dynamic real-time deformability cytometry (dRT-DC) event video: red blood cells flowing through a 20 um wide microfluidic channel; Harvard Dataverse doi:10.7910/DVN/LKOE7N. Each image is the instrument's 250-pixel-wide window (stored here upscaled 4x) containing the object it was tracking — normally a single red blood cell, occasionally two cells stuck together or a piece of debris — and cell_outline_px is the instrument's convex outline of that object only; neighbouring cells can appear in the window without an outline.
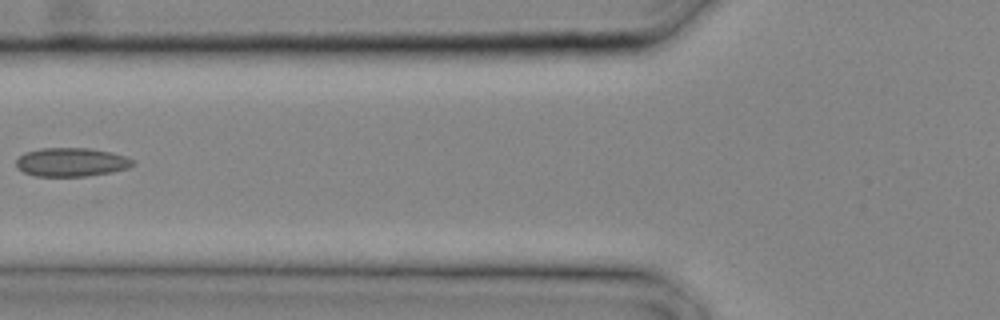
{"species": "common noctule bat (a hibernating species)", "species_latin": "Nyctalus noctula", "temperature_condition": "cold", "stored_images_in_passage": 20, "camera_frame_rate_fps": 3000, "um_per_image_px": 0.085, "animal": {"sex": "male", "body_mass_g": 20.4}, "frame": {"image": 1, "passage_image": 4, "time_ms": 1.0, "image_size_px": [1000, 320], "cell_outline_px": [[136, 164], [128, 168], [112, 172], [88, 176], [36, 176], [24, 172], [16, 168], [16, 160], [24, 152], [40, 148], [88, 148], [112, 152], [124, 156], [132, 160]], "centroid_in_image_um": [6.05, 13.78], "position_along_channel_um": 119.7, "area_um2": 19.59}}
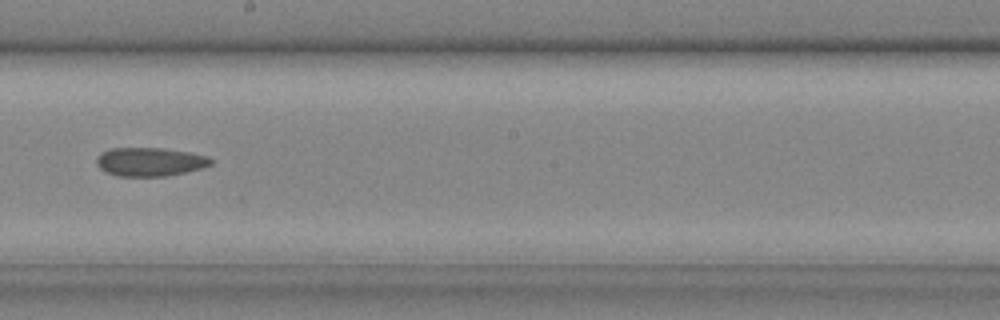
{"frame": {"image": 2, "passage_image": 9, "time_ms": 2.667, "image_size_px": [1000, 320], "cell_outline_px": [[212, 164], [200, 168], [184, 172], [164, 176], [116, 176], [104, 172], [96, 164], [96, 156], [100, 152], [112, 148], [160, 148], [192, 152], [208, 156], [212, 160]], "centroid_in_image_um": [12.7, 13.75], "position_along_channel_um": 235.5, "area_um2": 19.19}}
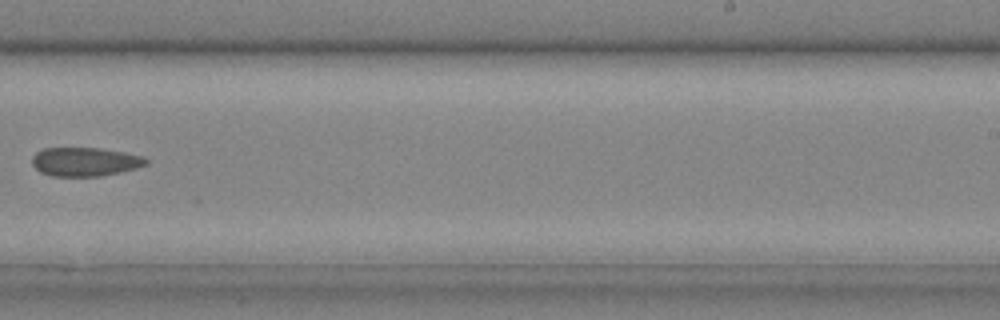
{"frame": {"image": 3, "passage_image": 11, "time_ms": 3.333, "image_size_px": [1000, 320], "cell_outline_px": [[148, 164], [136, 168], [120, 172], [100, 176], [52, 176], [40, 172], [32, 164], [32, 156], [36, 152], [44, 148], [100, 148], [124, 152], [144, 156], [148, 160]], "centroid_in_image_um": [7.23, 13.74], "position_along_channel_um": 281.8, "area_um2": 19.19}}